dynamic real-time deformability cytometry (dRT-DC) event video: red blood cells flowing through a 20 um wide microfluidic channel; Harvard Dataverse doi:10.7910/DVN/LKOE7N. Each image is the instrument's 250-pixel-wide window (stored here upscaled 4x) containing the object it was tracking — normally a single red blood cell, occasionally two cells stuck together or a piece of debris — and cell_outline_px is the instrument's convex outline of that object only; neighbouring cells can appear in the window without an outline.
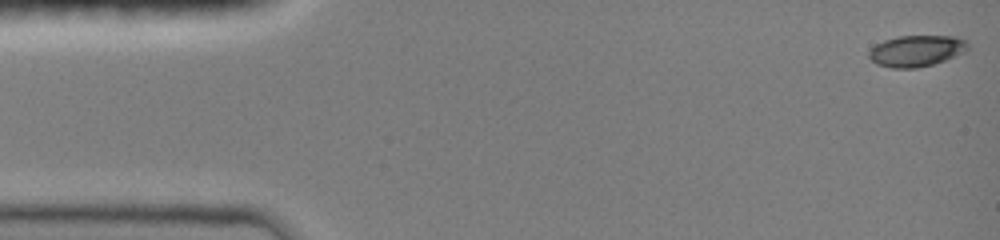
{"species": "common noctule bat (a hibernating species)", "species_latin": "Nyctalus noctula", "temperature_condition": "room temperature", "stored_images_in_passage": 48, "camera_frame_rate_fps": 3000, "um_per_image_px": 0.085, "animal": {"sex": "female", "body_mass_g": 19.0, "forearm_length_mm": 51.5}, "frame": {"image": 1, "passage_image": 1, "time_ms": 0.0, "image_size_px": [1000, 240], "cell_outline_px": [[968, 48], [964, 52], [944, 60], [932, 64], [916, 68], [892, 68], [876, 64], [868, 56], [868, 52], [876, 44], [884, 40], [900, 36], [956, 36], [964, 40], [968, 44]], "centroid_in_image_um": [77.87, 4.32], "position_along_channel_um": 7.1, "area_um2": 17.86}}
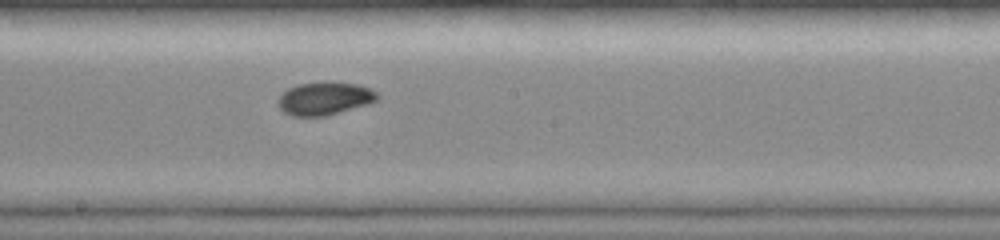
{"frame": {"image": 2, "passage_image": 26, "time_ms": 8.333, "image_size_px": [1000, 240], "cell_outline_px": [[380, 96], [376, 100], [368, 104], [324, 116], [292, 116], [284, 112], [276, 104], [276, 100], [288, 88], [300, 84], [324, 80], [356, 84], [368, 88], [376, 92]], "centroid_in_image_um": [27.56, 8.35], "position_along_channel_um": 220.6, "area_um2": 19.19}}
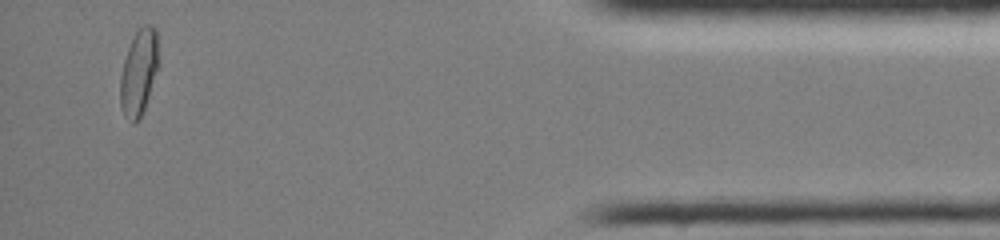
{"frame": {"image": 3, "passage_image": 45, "time_ms": 14.667, "image_size_px": [1000, 240], "cell_outline_px": [[160, 64], [144, 108], [136, 124], [132, 124], [124, 116], [120, 108], [120, 76], [124, 60], [132, 36], [144, 24], [152, 24], [156, 28]], "centroid_in_image_um": [11.81, 6.13], "position_along_channel_um": 423.4, "area_um2": 19.59}, "authors_computed_cell_mechanics": {"area_um2": 18.7272, "velocity_mm_per_s": 4.0323, "shape_relaxation_time_tau1_ms": 7.2592, "shape_relaxation_time_tau2_ms": 1.5881, "deformation_change_tau1": 0.1979, "deformation_change_tau2": 0.0321}}